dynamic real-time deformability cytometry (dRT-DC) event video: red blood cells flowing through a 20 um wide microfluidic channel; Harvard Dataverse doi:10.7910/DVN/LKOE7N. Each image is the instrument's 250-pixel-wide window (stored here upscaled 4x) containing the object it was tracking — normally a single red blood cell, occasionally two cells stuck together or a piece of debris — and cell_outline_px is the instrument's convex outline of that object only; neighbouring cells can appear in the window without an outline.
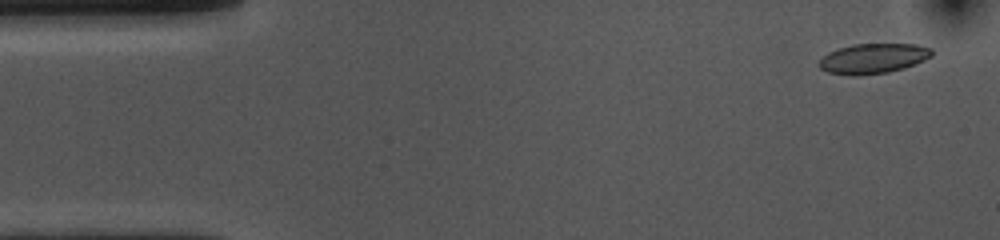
{"species": "common noctule bat (a hibernating species)", "species_latin": "Nyctalus noctula", "temperature_condition": "cold", "stored_images_in_passage": 53, "camera_frame_rate_fps": 3000, "um_per_image_px": 0.085, "animal": {"sex": "female", "body_mass_g": 10.0, "forearm_length_mm": 53.1}, "frame": {"image": 1, "passage_image": 2, "time_ms": 0.333, "image_size_px": [1000, 240], "cell_outline_px": [[932, 56], [924, 60], [904, 68], [888, 72], [856, 76], [828, 72], [820, 68], [816, 64], [828, 52], [852, 44], [916, 44], [932, 48]], "centroid_in_image_um": [74.21, 4.97], "position_along_channel_um": 10.8, "area_um2": 19.71}}
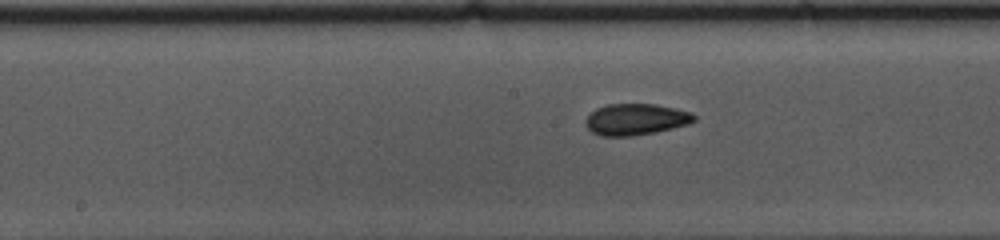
{"frame": {"image": 2, "passage_image": 25, "time_ms": 8.0, "image_size_px": [1000, 240], "cell_outline_px": [[696, 120], [688, 124], [656, 132], [632, 136], [600, 136], [592, 132], [584, 124], [584, 120], [596, 108], [608, 104], [656, 104], [676, 108], [692, 112], [696, 116]], "centroid_in_image_um": [54.05, 10.14], "position_along_channel_um": 194.2, "area_um2": 20.0}}
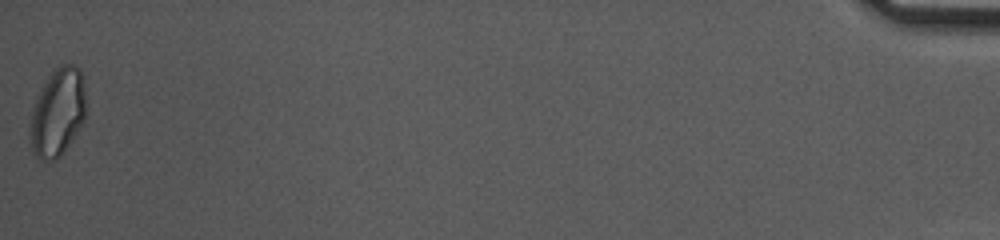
{"frame": {"image": 3, "passage_image": 53, "time_ms": 17.333, "image_size_px": [1000, 240], "cell_outline_px": [[84, 120], [72, 140], [60, 156], [52, 160], [40, 160], [32, 152], [32, 112], [36, 96], [40, 88], [48, 76], [60, 64], [72, 64], [80, 68], [84, 84]], "centroid_in_image_um": [4.91, 9.52], "position_along_channel_um": 430.3, "area_um2": 28.09}, "authors_computed_cell_mechanics": {"area_um2": 19.8254, "velocity_mm_per_s": 3.65, "shape_relaxation_time_tau1_ms": 6.5158, "shape_relaxation_time_tau2_ms": 3.2498, "deformation_change_tau1": 0.1259, "deformation_change_tau2": 0.0705}}